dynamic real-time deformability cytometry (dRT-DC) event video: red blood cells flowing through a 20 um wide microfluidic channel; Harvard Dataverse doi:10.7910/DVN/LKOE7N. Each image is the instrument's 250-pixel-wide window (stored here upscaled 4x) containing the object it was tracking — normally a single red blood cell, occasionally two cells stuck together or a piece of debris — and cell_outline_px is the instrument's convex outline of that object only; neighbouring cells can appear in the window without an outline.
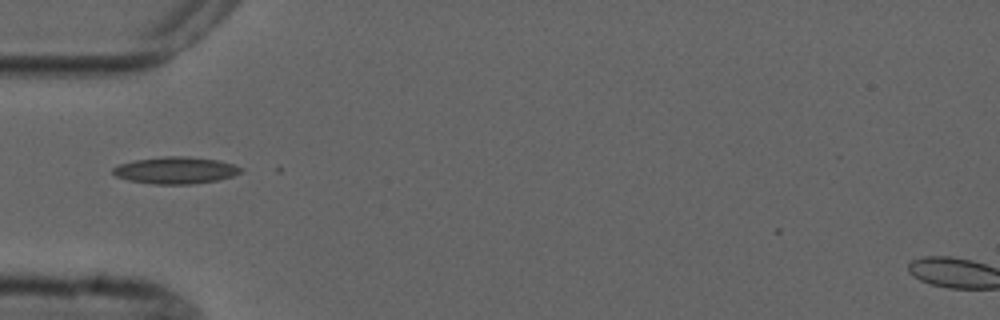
{"species": "common noctule bat (a hibernating species)", "species_latin": "Nyctalus noctula", "temperature_condition": "cold", "stored_images_in_passage": 1, "camera_frame_rate_fps": 3000, "um_per_image_px": 0.085, "animal": {"sex": "male", "forearm_length_mm": 52.5}, "frame": {"image": 1, "passage_image": 1, "time_ms": 0.0, "image_size_px": [1000, 320], "cell_outline_px": [[244, 168], [240, 172], [232, 176], [220, 180], [192, 184], [152, 184], [128, 180], [116, 176], [112, 172], [112, 168], [120, 164], [132, 160], [164, 156], [188, 156], [220, 160]], "centroid_in_image_um": [14.93, 14.47], "position_along_channel_um": 70.1, "area_um2": 20.23}}